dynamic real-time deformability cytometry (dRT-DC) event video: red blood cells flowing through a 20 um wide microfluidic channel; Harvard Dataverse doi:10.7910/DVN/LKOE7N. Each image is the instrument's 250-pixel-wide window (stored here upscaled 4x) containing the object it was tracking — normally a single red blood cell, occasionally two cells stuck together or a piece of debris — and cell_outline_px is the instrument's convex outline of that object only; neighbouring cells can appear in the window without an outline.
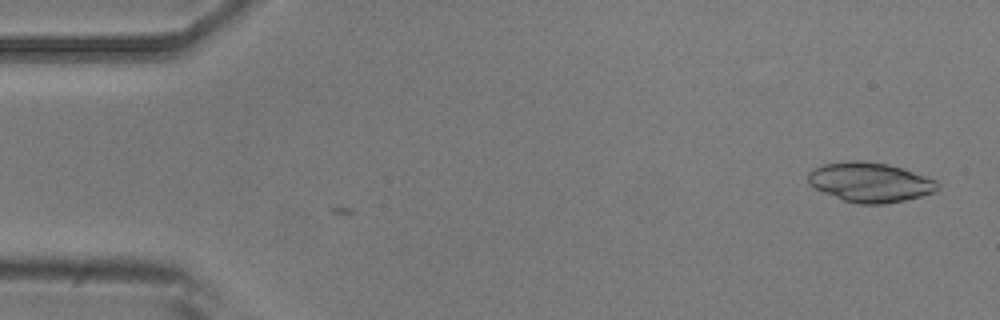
{"species": "common noctule bat (a hibernating species)", "species_latin": "Nyctalus noctula", "temperature_condition": "room temperature", "stored_images_in_passage": 2, "camera_frame_rate_fps": 3000, "um_per_image_px": 0.085, "animal": {"sex": "male", "body_mass_g": 20.5, "forearm_length_mm": 52.5}, "frame": {"image": 1, "passage_image": 1, "time_ms": 0.0, "image_size_px": [1000, 320], "cell_outline_px": [[940, 188], [932, 192], [920, 196], [904, 200], [884, 204], [856, 204], [844, 200], [824, 192], [808, 184], [808, 172], [824, 164], [852, 160], [860, 160], [888, 164], [904, 168], [936, 180]], "centroid_in_image_um": [73.96, 15.48], "position_along_channel_um": 11.0, "area_um2": 29.77}}